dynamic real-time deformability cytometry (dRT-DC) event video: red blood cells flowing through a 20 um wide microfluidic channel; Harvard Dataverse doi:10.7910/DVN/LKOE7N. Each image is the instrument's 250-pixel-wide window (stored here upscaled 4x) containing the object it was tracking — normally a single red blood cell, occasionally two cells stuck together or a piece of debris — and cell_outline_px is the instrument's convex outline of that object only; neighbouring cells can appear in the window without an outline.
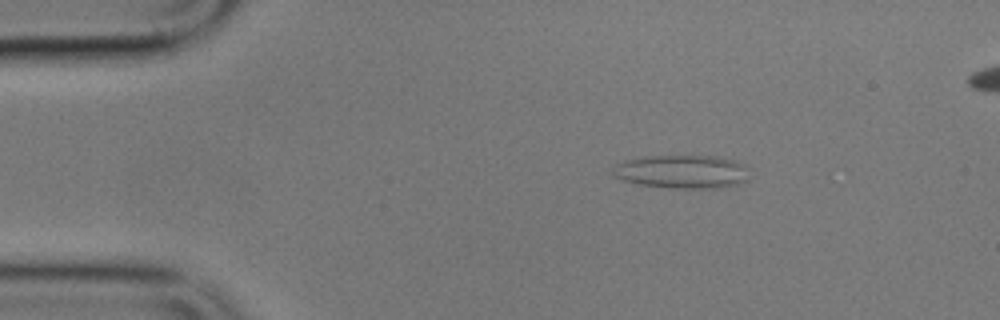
{"species": "common noctule bat (a hibernating species)", "species_latin": "Nyctalus noctula", "temperature_condition": "cold", "stored_images_in_passage": 4, "camera_frame_rate_fps": 3000, "um_per_image_px": 0.085, "animal": {"sex": "male", "body_mass_g": 17.9}, "frame": {"image": 1, "passage_image": 1, "time_ms": 0.0, "image_size_px": [1000, 320], "cell_outline_px": [[748, 180], [736, 184], [716, 188], [668, 188], [640, 184], [620, 180], [612, 176], [612, 168], [616, 164], [624, 160], [644, 156], [716, 156], [732, 160], [744, 164], [748, 168]], "centroid_in_image_um": [57.93, 14.59], "position_along_channel_um": 27.1, "area_um2": 26.82}}